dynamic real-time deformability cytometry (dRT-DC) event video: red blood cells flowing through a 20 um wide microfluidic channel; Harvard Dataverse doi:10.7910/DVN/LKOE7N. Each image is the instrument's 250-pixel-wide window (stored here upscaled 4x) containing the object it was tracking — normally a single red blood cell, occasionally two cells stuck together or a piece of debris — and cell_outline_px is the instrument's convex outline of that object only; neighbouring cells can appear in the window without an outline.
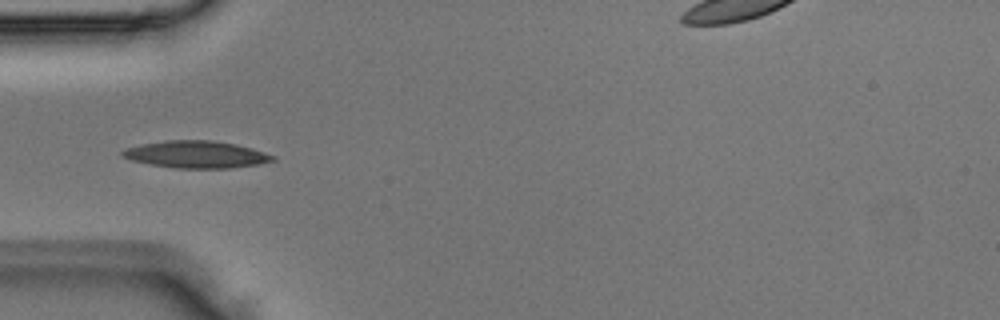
{"species": "Egyptian fruit bat (a non-hibernating species)", "species_latin": "Rousettus aegyptiacus", "temperature_condition": "room temperature", "stored_images_in_passage": 4, "camera_frame_rate_fps": 3000, "um_per_image_px": 0.085, "animal": {"sex": "male"}, "frame": {"image": 1, "passage_image": 3, "time_ms": 0.667, "image_size_px": [1000, 320], "cell_outline_px": [[276, 160], [260, 164], [232, 168], [176, 168], [152, 164], [132, 160], [124, 156], [120, 152], [124, 148], [144, 144], [168, 140], [212, 140], [236, 144], [252, 148], [276, 156]], "centroid_in_image_um": [16.74, 13.13], "position_along_channel_um": 68.3, "area_um2": 23.64}}
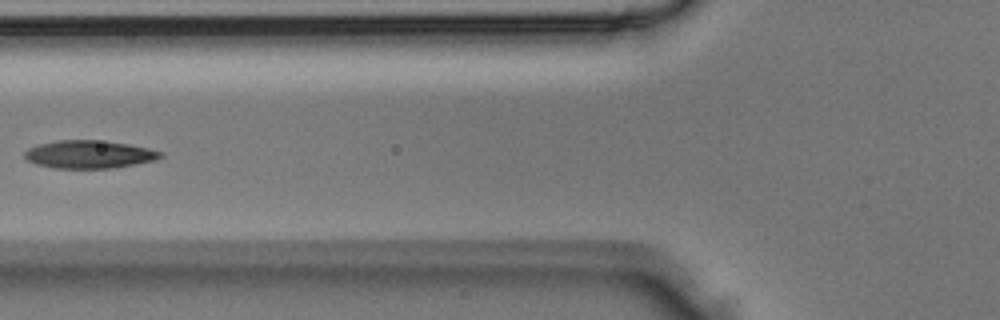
{"frame": {"image": 2, "passage_image": 4, "time_ms": 1.0, "image_size_px": [1000, 320], "cell_outline_px": [[164, 156], [156, 160], [112, 168], [56, 168], [36, 164], [28, 160], [24, 156], [24, 152], [28, 148], [40, 144], [56, 140], [96, 140], [128, 144], [148, 148], [164, 152]], "centroid_in_image_um": [7.6, 13.12], "position_along_channel_um": 118.2, "area_um2": 22.02}}